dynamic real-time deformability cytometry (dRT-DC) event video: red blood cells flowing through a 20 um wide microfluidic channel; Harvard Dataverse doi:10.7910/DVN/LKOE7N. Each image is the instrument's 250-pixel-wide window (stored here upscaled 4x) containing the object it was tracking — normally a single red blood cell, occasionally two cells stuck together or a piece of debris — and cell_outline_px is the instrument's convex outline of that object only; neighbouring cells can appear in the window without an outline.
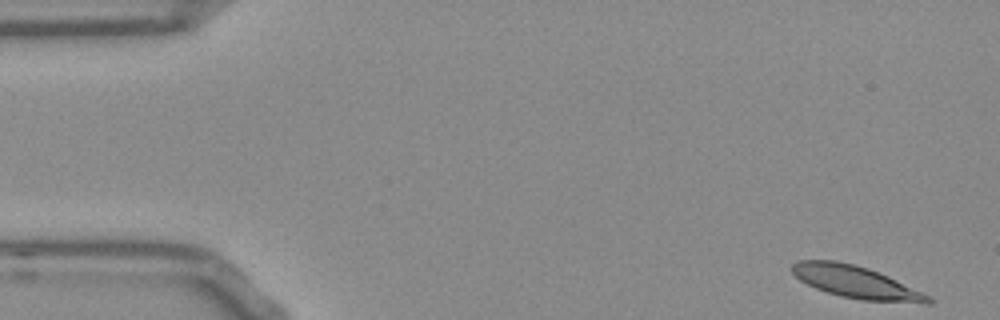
{"species": "Egyptian fruit bat (a non-hibernating species)", "species_latin": "Rousettus aegyptiacus", "temperature_condition": "room temperature", "stored_images_in_passage": 14, "camera_frame_rate_fps": 3000, "um_per_image_px": 0.085, "frame": {"image": 1, "passage_image": 1, "time_ms": 0.0, "image_size_px": [1000, 320], "cell_outline_px": [[936, 300], [932, 304], [924, 304], [860, 300], [840, 296], [816, 288], [800, 280], [792, 272], [792, 264], [796, 260], [836, 260], [868, 268], [888, 276], [932, 296]], "centroid_in_image_um": [72.83, 24.0], "position_along_channel_um": 12.2, "area_um2": 25.84}}